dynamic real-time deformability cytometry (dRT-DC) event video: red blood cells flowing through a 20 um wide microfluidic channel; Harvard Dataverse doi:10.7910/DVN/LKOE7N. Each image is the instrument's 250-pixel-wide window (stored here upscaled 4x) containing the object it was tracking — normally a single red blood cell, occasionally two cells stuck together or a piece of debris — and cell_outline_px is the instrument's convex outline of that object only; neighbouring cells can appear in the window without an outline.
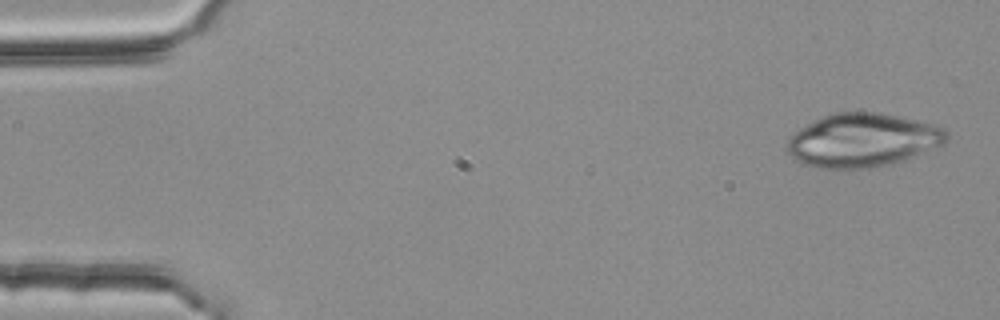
{"species": "common noctule bat (a hibernating species)", "species_latin": "Nyctalus noctula", "temperature_condition": "room temperature", "stored_images_in_passage": 3, "camera_frame_rate_fps": 3000, "um_per_image_px": 0.085, "animal": {"sex": "female", "body_mass_g": 25.1}, "frame": {"image": 1, "passage_image": 1, "time_ms": 0.0, "image_size_px": [1000, 320], "cell_outline_px": [[948, 140], [944, 144], [904, 160], [876, 168], [816, 168], [792, 160], [788, 152], [788, 140], [800, 128], [820, 116], [836, 112], [880, 112], [916, 120], [932, 124], [944, 128], [948, 132]], "centroid_in_image_um": [73.32, 11.92], "position_along_channel_um": 11.7, "area_um2": 50.0}}